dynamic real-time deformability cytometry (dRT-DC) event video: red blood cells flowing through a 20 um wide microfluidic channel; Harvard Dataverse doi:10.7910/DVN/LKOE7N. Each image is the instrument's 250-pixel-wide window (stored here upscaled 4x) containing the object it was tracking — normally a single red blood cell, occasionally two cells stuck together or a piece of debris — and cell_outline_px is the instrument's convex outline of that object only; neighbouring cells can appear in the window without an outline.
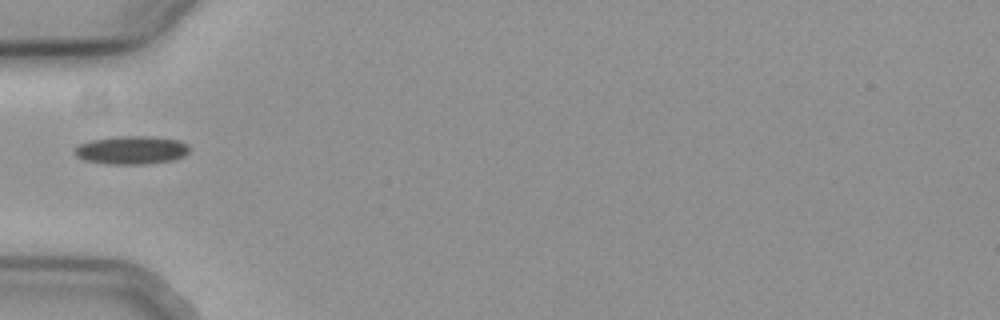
{"species": "common noctule bat (a hibernating species)", "species_latin": "Nyctalus noctula", "temperature_condition": "cold", "stored_images_in_passage": 38, "camera_frame_rate_fps": 3000, "um_per_image_px": 0.085, "animal": {"sex": "female", "body_mass_g": 19.3, "forearm_length_mm": 54.1}, "frame": {"image": 1, "passage_image": 1, "time_ms": 0.0, "image_size_px": [1000, 320], "cell_outline_px": [[188, 152], [184, 156], [172, 160], [148, 164], [108, 164], [84, 160], [76, 156], [72, 152], [72, 148], [80, 144], [92, 140], [120, 136], [152, 136], [176, 140], [188, 144]], "centroid_in_image_um": [11.14, 12.76], "position_along_channel_um": 73.9, "area_um2": 18.96}}
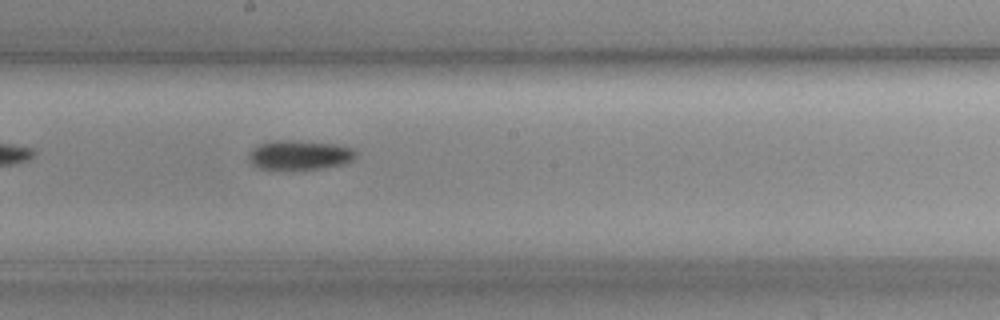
{"frame": {"image": 2, "passage_image": 13, "time_ms": 4.0, "image_size_px": [1000, 320], "cell_outline_px": [[356, 156], [352, 160], [344, 164], [324, 168], [292, 172], [260, 168], [252, 164], [248, 160], [248, 152], [252, 148], [260, 144], [276, 140], [288, 140], [336, 144], [352, 148], [356, 152]], "centroid_in_image_um": [25.43, 13.22], "position_along_channel_um": 222.8, "area_um2": 19.02}}
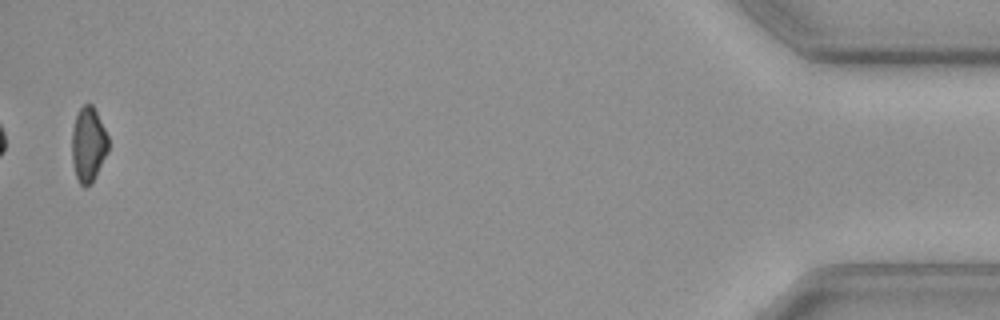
{"frame": {"image": 3, "passage_image": 37, "time_ms": 12.0, "image_size_px": [1000, 320], "cell_outline_px": [[108, 152], [92, 184], [84, 188], [80, 184], [76, 176], [72, 160], [72, 128], [76, 116], [80, 108], [84, 104], [92, 104], [108, 136]], "centroid_in_image_um": [7.51, 12.32], "position_along_channel_um": 427.7, "area_um2": 15.9}, "authors_computed_cell_mechanics": {"area_um2": 17.6579, "velocity_mm_per_s": 3.72, "shape_relaxation_time_tau1_ms": 5.8681, "shape_relaxation_time_tau2_ms": null, "deformation_change_tau1": 0.1188, "deformation_change_tau2": null}}